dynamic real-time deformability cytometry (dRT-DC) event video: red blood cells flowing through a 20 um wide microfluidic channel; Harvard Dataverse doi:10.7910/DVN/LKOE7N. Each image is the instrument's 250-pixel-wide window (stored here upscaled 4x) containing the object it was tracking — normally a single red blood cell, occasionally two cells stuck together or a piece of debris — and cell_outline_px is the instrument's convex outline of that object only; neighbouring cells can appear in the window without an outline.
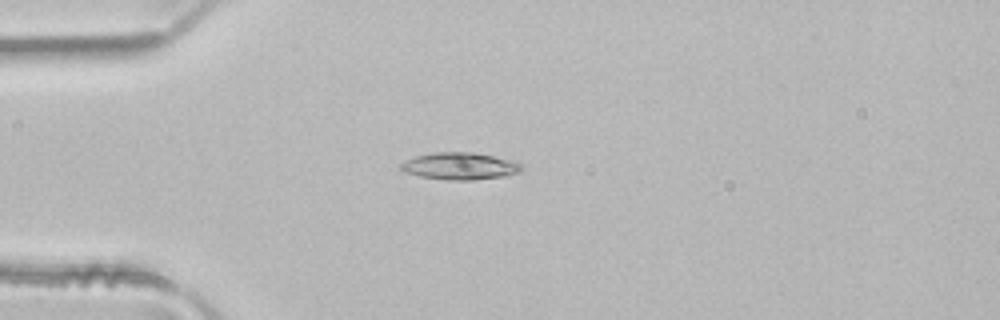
{"species": "common noctule bat (a hibernating species)", "species_latin": "Nyctalus noctula", "temperature_condition": "room temperature", "stored_images_in_passage": 4, "camera_frame_rate_fps": 3000, "um_per_image_px": 0.085, "animal": {"sex": "male", "body_mass_g": 21.5, "forearm_length_mm": 52.0}, "frame": {"image": 1, "passage_image": 4, "time_ms": 1.0, "image_size_px": [1000, 320], "cell_outline_px": [[520, 172], [504, 176], [472, 180], [448, 180], [420, 176], [404, 172], [400, 168], [400, 164], [416, 156], [436, 152], [472, 152], [492, 156], [508, 160], [520, 164]], "centroid_in_image_um": [39.05, 14.12], "position_along_channel_um": 46.0, "area_um2": 18.67}}